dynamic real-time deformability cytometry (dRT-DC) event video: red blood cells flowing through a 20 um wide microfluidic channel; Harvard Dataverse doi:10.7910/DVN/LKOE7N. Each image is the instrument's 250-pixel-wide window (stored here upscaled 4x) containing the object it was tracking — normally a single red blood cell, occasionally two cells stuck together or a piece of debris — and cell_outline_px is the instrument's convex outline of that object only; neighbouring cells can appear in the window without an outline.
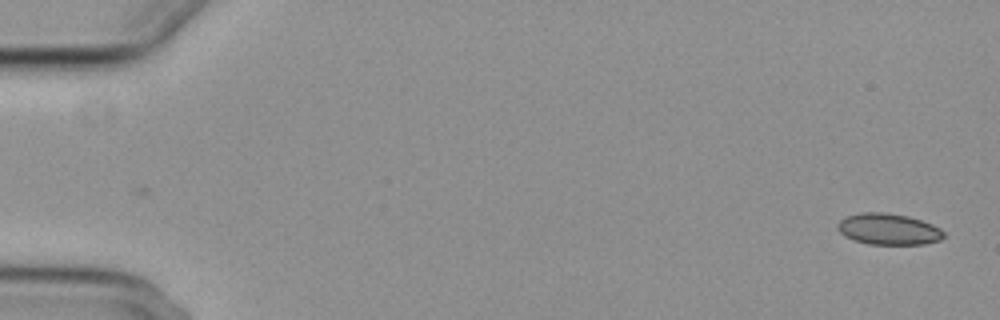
{"species": "common noctule bat (a hibernating species)", "species_latin": "Nyctalus noctula", "temperature_condition": "cold", "stored_images_in_passage": 55, "camera_frame_rate_fps": 3000, "um_per_image_px": 0.085, "animal": {"sex": "female", "body_mass_g": 29.2, "forearm_length_mm": 56.3}, "frame": {"image": 1, "passage_image": 1, "time_ms": 0.0, "image_size_px": [1000, 320], "cell_outline_px": [[944, 236], [940, 240], [924, 244], [868, 244], [844, 236], [836, 228], [836, 224], [844, 216], [860, 212], [884, 212], [908, 216], [932, 224], [940, 228], [944, 232]], "centroid_in_image_um": [75.49, 19.46], "position_along_channel_um": 9.5, "area_um2": 19.42}}
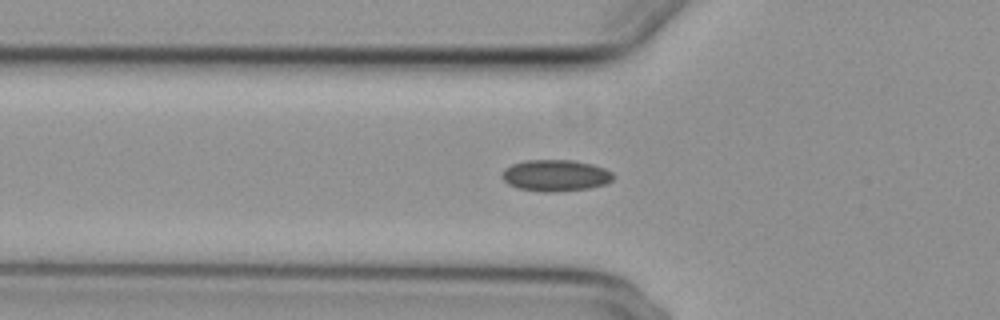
{"frame": {"image": 2, "passage_image": 19, "time_ms": 6.0, "image_size_px": [1000, 320], "cell_outline_px": [[612, 180], [604, 184], [588, 188], [552, 192], [544, 192], [516, 188], [508, 184], [500, 176], [504, 168], [512, 164], [528, 160], [572, 160], [592, 164], [604, 168], [612, 172]], "centroid_in_image_um": [47.17, 14.91], "position_along_channel_um": 78.6, "area_um2": 20.35}}
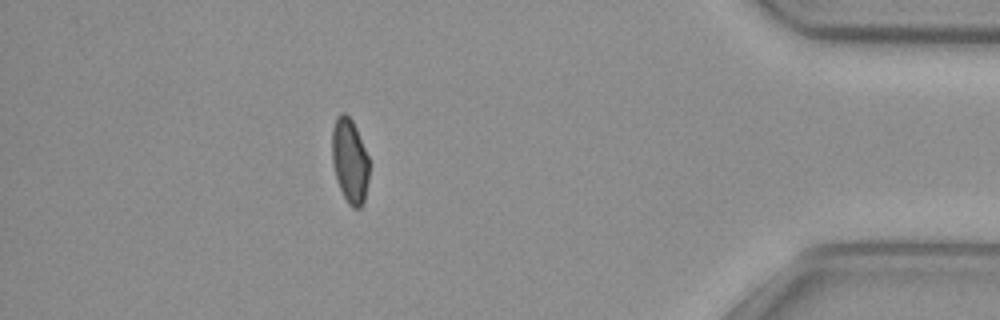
{"frame": {"image": 3, "passage_image": 49, "time_ms": 16.0, "image_size_px": [1000, 320], "cell_outline_px": [[368, 180], [364, 204], [360, 208], [352, 208], [348, 204], [340, 188], [336, 176], [332, 160], [332, 128], [336, 116], [340, 112], [344, 112], [352, 120], [356, 128], [368, 156]], "centroid_in_image_um": [29.73, 13.66], "position_along_channel_um": 405.5, "area_um2": 18.26}, "authors_computed_cell_mechanics": {"area_um2": 19.4208, "velocity_mm_per_s": 3.7165, "shape_relaxation_time_tau1_ms": null, "shape_relaxation_time_tau2_ms": 2.1296, "deformation_change_tau1": null, "deformation_change_tau2": 0.0603}}